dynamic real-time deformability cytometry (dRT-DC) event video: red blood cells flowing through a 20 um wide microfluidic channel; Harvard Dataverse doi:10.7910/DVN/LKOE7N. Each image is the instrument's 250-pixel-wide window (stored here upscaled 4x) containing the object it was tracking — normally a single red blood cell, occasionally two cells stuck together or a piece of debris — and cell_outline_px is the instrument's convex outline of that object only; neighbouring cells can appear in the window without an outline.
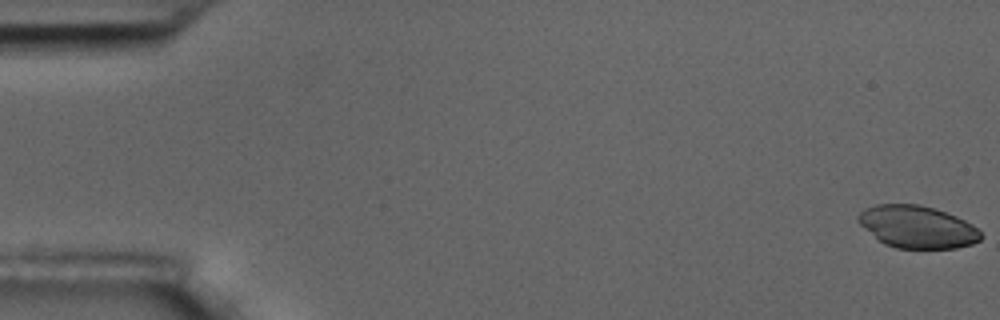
{"species": "common noctule bat (a hibernating species)", "species_latin": "Nyctalus noctula", "temperature_condition": "room temperature", "stored_images_in_passage": 15, "camera_frame_rate_fps": 3000, "um_per_image_px": 0.085, "animal": {"sex": "male", "body_mass_g": 17.5, "forearm_length_mm": 52.3}, "frame": {"image": 1, "passage_image": 1, "time_ms": 0.0, "image_size_px": [1000, 320], "cell_outline_px": [[984, 236], [980, 240], [972, 244], [956, 248], [896, 248], [884, 244], [860, 224], [856, 220], [860, 212], [864, 208], [876, 204], [920, 204], [956, 216], [972, 224]], "centroid_in_image_um": [77.96, 19.28], "position_along_channel_um": 7.0, "area_um2": 30.11}}
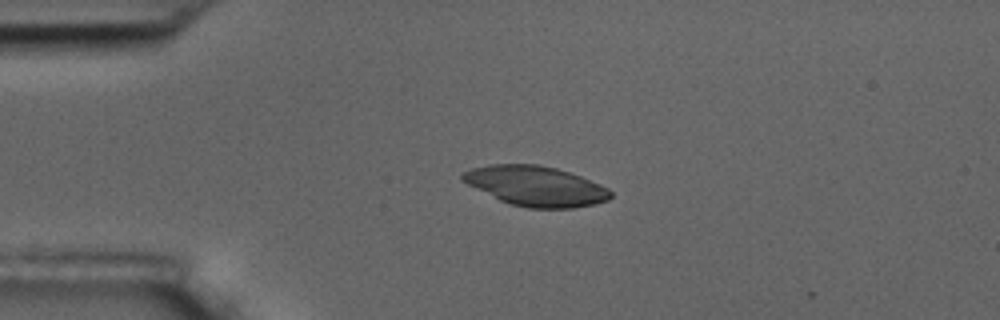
{"frame": {"image": 2, "passage_image": 14, "time_ms": 4.333, "image_size_px": [1000, 320], "cell_outline_px": [[612, 196], [608, 200], [596, 204], [572, 208], [528, 208], [512, 204], [500, 200], [460, 180], [460, 176], [464, 172], [472, 168], [488, 164], [540, 164], [556, 168], [580, 176], [600, 184], [608, 188], [612, 192]], "centroid_in_image_um": [45.55, 15.81], "position_along_channel_um": 39.5, "area_um2": 34.39}}